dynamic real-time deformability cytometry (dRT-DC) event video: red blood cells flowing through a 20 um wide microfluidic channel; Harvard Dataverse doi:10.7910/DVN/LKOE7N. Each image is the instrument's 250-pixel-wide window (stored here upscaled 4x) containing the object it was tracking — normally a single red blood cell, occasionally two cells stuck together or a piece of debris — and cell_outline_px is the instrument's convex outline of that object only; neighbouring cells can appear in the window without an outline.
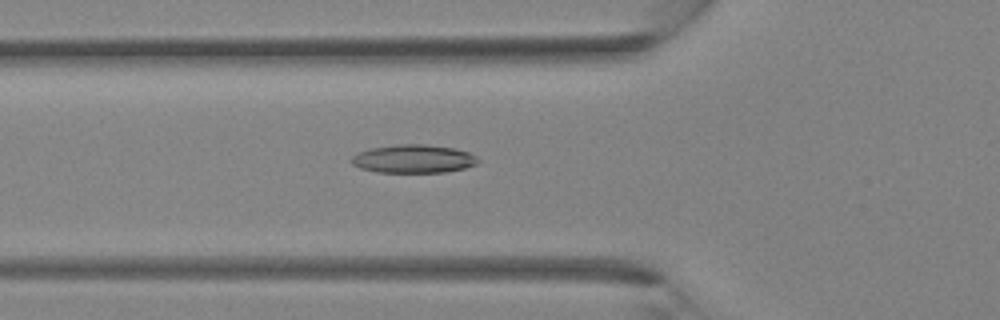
{"species": "Egyptian fruit bat (a non-hibernating species)", "species_latin": "Rousettus aegyptiacus", "temperature_condition": "room temperature", "stored_images_in_passage": 38, "camera_frame_rate_fps": 3000, "um_per_image_px": 0.085, "animal": {"sex": "female"}, "frame": {"image": 1, "passage_image": 14, "time_ms": 4.333, "image_size_px": [1000, 320], "cell_outline_px": [[480, 160], [476, 164], [464, 168], [444, 172], [376, 172], [360, 168], [352, 164], [352, 156], [368, 148], [396, 144], [424, 144], [456, 148], [468, 152], [476, 156]], "centroid_in_image_um": [35.15, 13.49], "position_along_channel_um": 90.7, "area_um2": 20.92}}
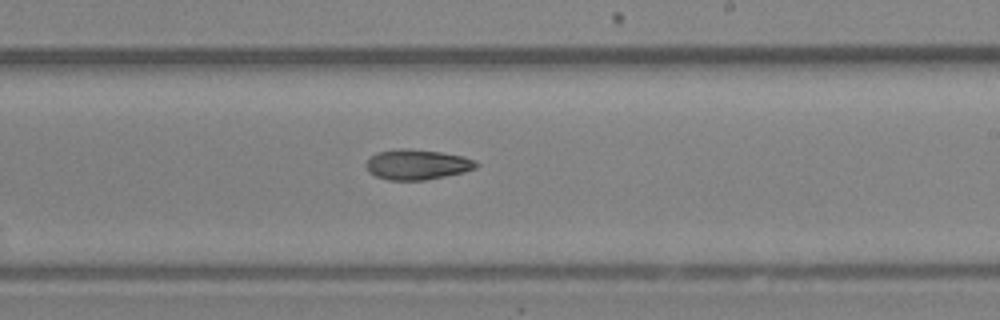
{"frame": {"image": 2, "passage_image": 23, "time_ms": 7.333, "image_size_px": [1000, 320], "cell_outline_px": [[480, 164], [476, 168], [464, 172], [424, 180], [388, 180], [376, 176], [368, 172], [364, 164], [376, 152], [400, 148], [404, 148], [440, 152], [464, 156], [476, 160]], "centroid_in_image_um": [35.46, 13.98], "position_along_channel_um": 253.5, "area_um2": 19.48}}
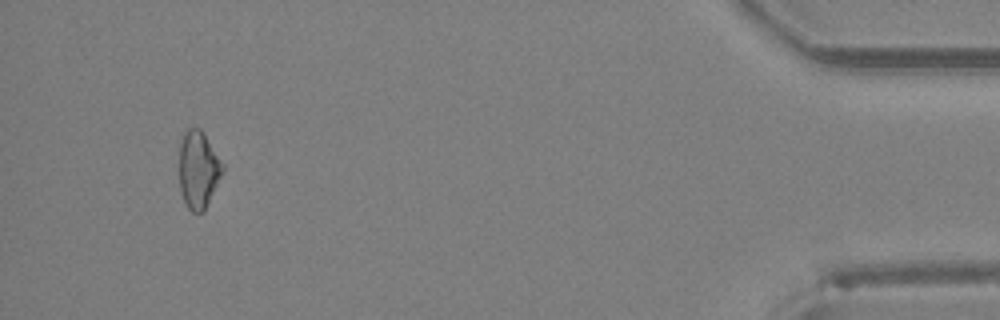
{"frame": {"image": 3, "passage_image": 36, "time_ms": 11.667, "image_size_px": [1000, 320], "cell_outline_px": [[224, 168], [204, 212], [192, 212], [184, 204], [180, 192], [180, 140], [184, 132], [188, 128], [200, 128], [204, 132], [224, 164]], "centroid_in_image_um": [16.85, 14.41], "position_along_channel_um": 418.3, "area_um2": 19.65}}